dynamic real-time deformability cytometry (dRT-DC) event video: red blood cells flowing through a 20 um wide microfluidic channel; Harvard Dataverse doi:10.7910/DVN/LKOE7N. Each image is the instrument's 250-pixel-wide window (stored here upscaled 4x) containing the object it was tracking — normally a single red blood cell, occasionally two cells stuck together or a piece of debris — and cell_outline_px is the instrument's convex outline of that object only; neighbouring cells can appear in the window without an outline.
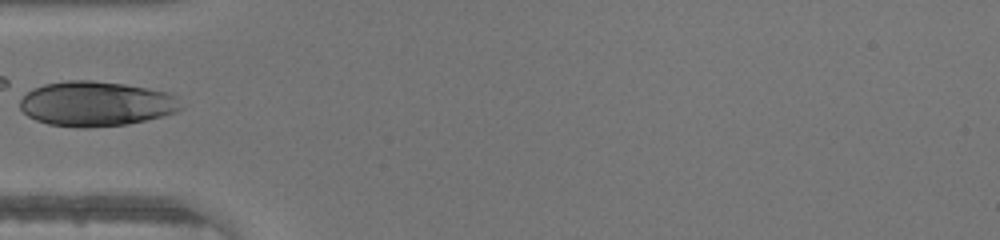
{"species": "human", "species_latin": "Homo sapiens", "temperature_condition": "warm", "stored_images_in_passage": 19, "camera_frame_rate_fps": 3000, "um_per_image_px": 0.085, "donor": {"sex": "male"}, "frame": {"image": 1, "passage_image": 1, "time_ms": 0.0, "image_size_px": [1000, 240], "cell_outline_px": [[184, 108], [176, 112], [164, 116], [128, 124], [88, 128], [76, 128], [48, 124], [36, 120], [28, 116], [20, 108], [20, 96], [24, 92], [32, 88], [44, 84], [68, 80], [92, 80], [124, 84], [148, 88], [168, 92], [176, 96]], "centroid_in_image_um": [8.15, 8.82], "position_along_channel_um": 76.8, "area_um2": 42.66}}